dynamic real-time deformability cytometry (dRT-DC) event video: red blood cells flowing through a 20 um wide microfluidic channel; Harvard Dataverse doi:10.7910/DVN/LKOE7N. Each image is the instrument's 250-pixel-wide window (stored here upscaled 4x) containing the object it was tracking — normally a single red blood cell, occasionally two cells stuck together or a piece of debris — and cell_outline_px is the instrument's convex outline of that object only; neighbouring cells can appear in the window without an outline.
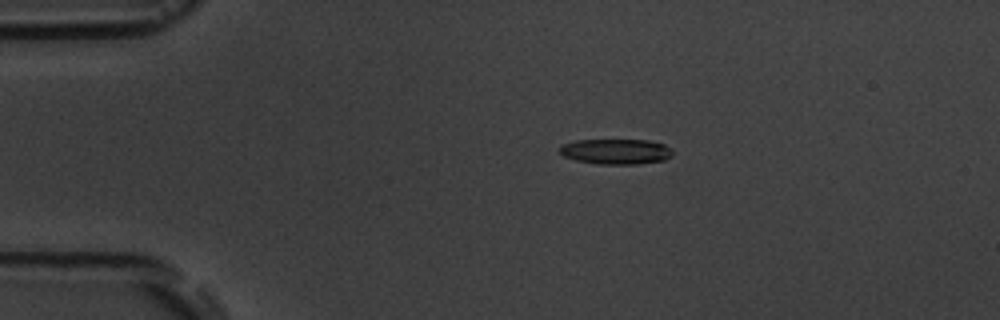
{"species": "common noctule bat (a hibernating species)", "species_latin": "Nyctalus noctula", "temperature_condition": "room temperature", "stored_images_in_passage": 5, "camera_frame_rate_fps": 3000, "um_per_image_px": 0.085, "animal": {"sex": "male", "body_mass_g": 19.5, "forearm_length_mm": 54.6}, "frame": {"image": 1, "passage_image": 3, "time_ms": 2.333, "image_size_px": [1000, 320], "cell_outline_px": [[672, 156], [664, 160], [636, 164], [596, 164], [576, 160], [564, 156], [560, 152], [560, 144], [576, 140], [648, 140], [664, 144], [672, 152]], "centroid_in_image_um": [52.33, 12.88], "position_along_channel_um": 32.7, "area_um2": 16.65}}
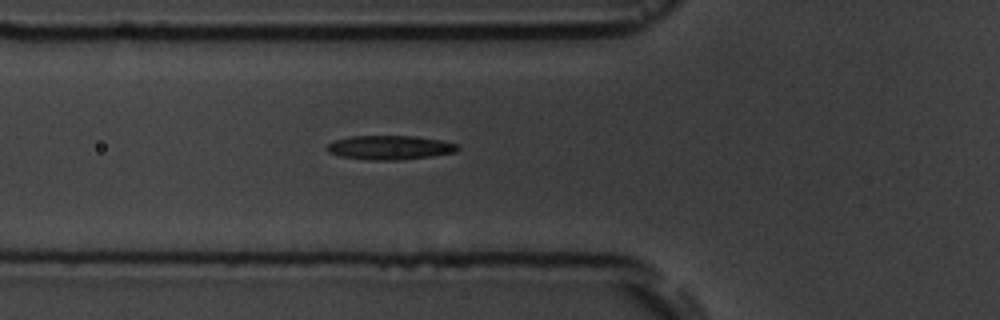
{"frame": {"image": 2, "passage_image": 5, "time_ms": 5.333, "image_size_px": [1000, 320], "cell_outline_px": [[460, 148], [456, 152], [432, 156], [396, 160], [372, 160], [340, 156], [328, 152], [324, 148], [328, 144], [336, 140], [352, 136], [416, 136], [444, 140], [460, 144]], "centroid_in_image_um": [33.19, 12.53], "position_along_channel_um": 92.6, "area_um2": 18.5}}